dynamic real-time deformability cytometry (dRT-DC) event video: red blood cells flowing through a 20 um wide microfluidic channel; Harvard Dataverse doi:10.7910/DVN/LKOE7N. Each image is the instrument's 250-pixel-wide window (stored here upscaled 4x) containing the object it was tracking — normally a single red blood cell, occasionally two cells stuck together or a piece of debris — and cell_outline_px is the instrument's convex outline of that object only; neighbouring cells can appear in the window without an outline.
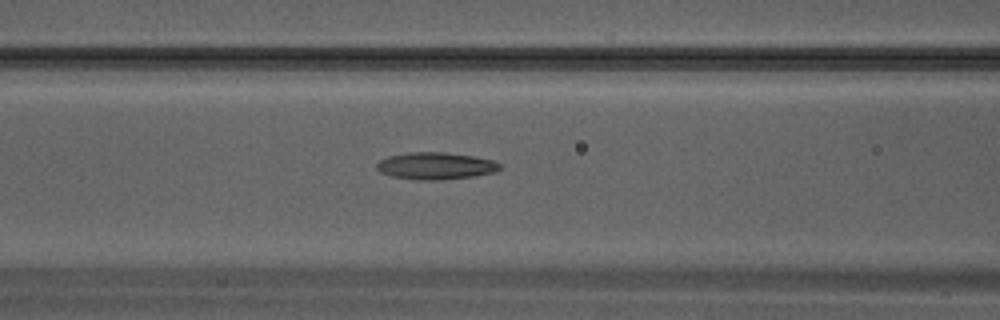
{"species": "Egyptian fruit bat (a non-hibernating species)", "species_latin": "Rousettus aegyptiacus", "temperature_condition": "warm", "stored_images_in_passage": 25, "camera_frame_rate_fps": 3000, "um_per_image_px": 0.085, "animal": {"sex": "male"}, "frame": {"image": 1, "passage_image": 5, "time_ms": 1.333, "image_size_px": [1000, 320], "cell_outline_px": [[500, 168], [496, 172], [472, 176], [436, 180], [416, 180], [392, 176], [380, 172], [376, 168], [376, 164], [380, 160], [388, 156], [408, 152], [444, 152], [472, 156], [492, 160], [500, 164]], "centroid_in_image_um": [36.99, 14.1], "position_along_channel_um": 129.6, "area_um2": 19.31}}
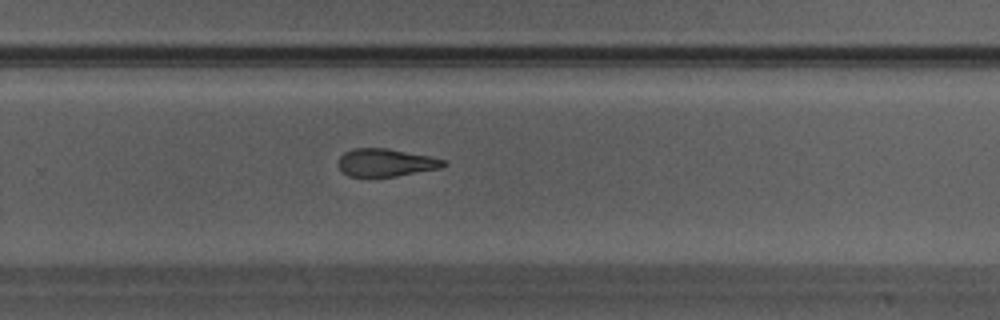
{"frame": {"image": 2, "passage_image": 13, "time_ms": 4.0, "image_size_px": [1000, 320], "cell_outline_px": [[448, 164], [440, 168], [396, 176], [348, 176], [340, 168], [340, 156], [344, 152], [352, 148], [388, 148], [432, 156], [444, 160]], "centroid_in_image_um": [32.83, 13.8], "position_along_channel_um": 297.0, "area_um2": 16.94}}
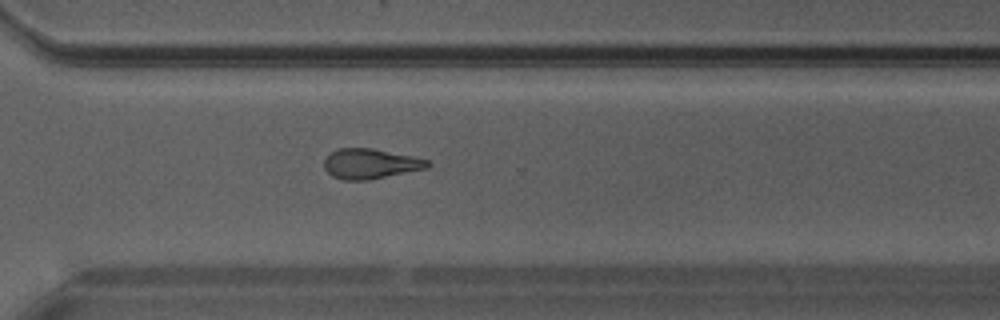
{"frame": {"image": 3, "passage_image": 15, "time_ms": 4.667, "image_size_px": [1000, 320], "cell_outline_px": [[432, 164], [428, 168], [368, 180], [344, 180], [332, 176], [324, 168], [324, 160], [332, 152], [340, 148], [372, 148], [412, 156], [428, 160]], "centroid_in_image_um": [31.5, 13.92], "position_along_channel_um": 339.1, "area_um2": 18.03}}